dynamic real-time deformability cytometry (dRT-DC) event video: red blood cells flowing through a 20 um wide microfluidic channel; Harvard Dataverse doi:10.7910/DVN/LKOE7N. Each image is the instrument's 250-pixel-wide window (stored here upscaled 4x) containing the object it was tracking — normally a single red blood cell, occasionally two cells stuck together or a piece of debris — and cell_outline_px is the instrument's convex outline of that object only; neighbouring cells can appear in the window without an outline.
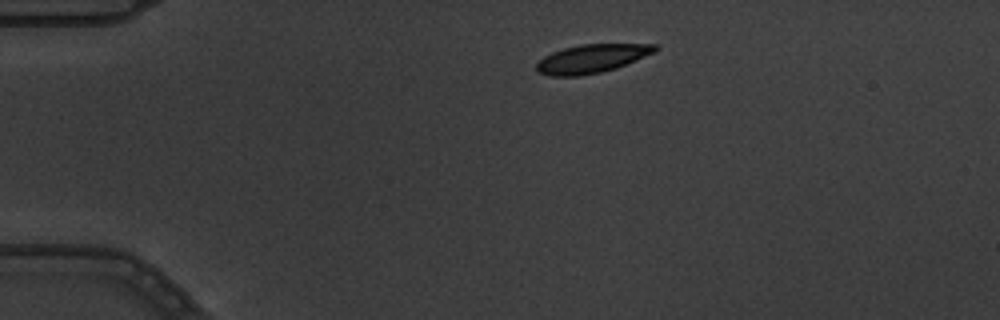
{"species": "common noctule bat (a hibernating species)", "species_latin": "Nyctalus noctula", "temperature_condition": "warm", "stored_images_in_passage": 4, "camera_frame_rate_fps": 3000, "um_per_image_px": 0.085, "animal": {"sex": "male", "body_mass_g": 19.5, "forearm_length_mm": 54.6}, "frame": {"image": 1, "passage_image": 1, "time_ms": 0.0, "image_size_px": [1000, 320], "cell_outline_px": [[656, 52], [616, 68], [600, 72], [580, 76], [552, 76], [536, 72], [536, 64], [544, 56], [552, 52], [564, 48], [580, 44], [656, 44]], "centroid_in_image_um": [50.27, 4.98], "position_along_channel_um": 34.7, "area_um2": 19.65}}
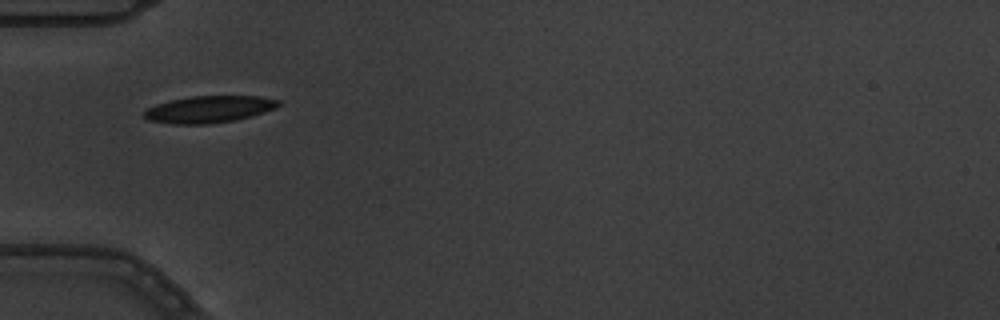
{"frame": {"image": 2, "passage_image": 2, "time_ms": 0.333, "image_size_px": [1000, 320], "cell_outline_px": [[280, 104], [276, 108], [252, 116], [236, 120], [208, 124], [172, 124], [148, 120], [144, 116], [144, 108], [156, 104], [188, 96], [260, 96], [280, 100]], "centroid_in_image_um": [17.76, 9.29], "position_along_channel_um": 67.2, "area_um2": 21.21}}